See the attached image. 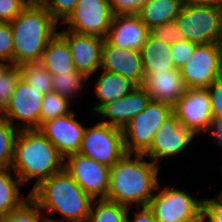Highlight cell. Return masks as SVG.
Listing matches in <instances>:
<instances>
[{
  "mask_svg": "<svg viewBox=\"0 0 222 222\" xmlns=\"http://www.w3.org/2000/svg\"><path fill=\"white\" fill-rule=\"evenodd\" d=\"M76 115L72 110L66 115L43 122L38 129L64 158L78 153L81 147L86 126L76 120Z\"/></svg>",
  "mask_w": 222,
  "mask_h": 222,
  "instance_id": "cell-15",
  "label": "cell"
},
{
  "mask_svg": "<svg viewBox=\"0 0 222 222\" xmlns=\"http://www.w3.org/2000/svg\"><path fill=\"white\" fill-rule=\"evenodd\" d=\"M141 87L148 93L151 100L171 107H174L186 91L179 69L145 73Z\"/></svg>",
  "mask_w": 222,
  "mask_h": 222,
  "instance_id": "cell-19",
  "label": "cell"
},
{
  "mask_svg": "<svg viewBox=\"0 0 222 222\" xmlns=\"http://www.w3.org/2000/svg\"><path fill=\"white\" fill-rule=\"evenodd\" d=\"M0 63L13 65V33L10 23L0 22Z\"/></svg>",
  "mask_w": 222,
  "mask_h": 222,
  "instance_id": "cell-34",
  "label": "cell"
},
{
  "mask_svg": "<svg viewBox=\"0 0 222 222\" xmlns=\"http://www.w3.org/2000/svg\"><path fill=\"white\" fill-rule=\"evenodd\" d=\"M179 70L186 88H207L222 76V43L197 45Z\"/></svg>",
  "mask_w": 222,
  "mask_h": 222,
  "instance_id": "cell-9",
  "label": "cell"
},
{
  "mask_svg": "<svg viewBox=\"0 0 222 222\" xmlns=\"http://www.w3.org/2000/svg\"><path fill=\"white\" fill-rule=\"evenodd\" d=\"M23 186L11 168H0V219L5 218L29 199L30 192L26 198L20 193V188Z\"/></svg>",
  "mask_w": 222,
  "mask_h": 222,
  "instance_id": "cell-25",
  "label": "cell"
},
{
  "mask_svg": "<svg viewBox=\"0 0 222 222\" xmlns=\"http://www.w3.org/2000/svg\"><path fill=\"white\" fill-rule=\"evenodd\" d=\"M150 32L137 14L114 15L106 39L114 46L140 51Z\"/></svg>",
  "mask_w": 222,
  "mask_h": 222,
  "instance_id": "cell-20",
  "label": "cell"
},
{
  "mask_svg": "<svg viewBox=\"0 0 222 222\" xmlns=\"http://www.w3.org/2000/svg\"><path fill=\"white\" fill-rule=\"evenodd\" d=\"M140 54L145 73L175 69L171 56V45L163 43L151 32L148 34Z\"/></svg>",
  "mask_w": 222,
  "mask_h": 222,
  "instance_id": "cell-23",
  "label": "cell"
},
{
  "mask_svg": "<svg viewBox=\"0 0 222 222\" xmlns=\"http://www.w3.org/2000/svg\"><path fill=\"white\" fill-rule=\"evenodd\" d=\"M175 21L187 41L222 43V6L182 5Z\"/></svg>",
  "mask_w": 222,
  "mask_h": 222,
  "instance_id": "cell-5",
  "label": "cell"
},
{
  "mask_svg": "<svg viewBox=\"0 0 222 222\" xmlns=\"http://www.w3.org/2000/svg\"><path fill=\"white\" fill-rule=\"evenodd\" d=\"M73 102L51 91L43 96L40 109V126L43 122L66 115L72 111L70 109Z\"/></svg>",
  "mask_w": 222,
  "mask_h": 222,
  "instance_id": "cell-30",
  "label": "cell"
},
{
  "mask_svg": "<svg viewBox=\"0 0 222 222\" xmlns=\"http://www.w3.org/2000/svg\"><path fill=\"white\" fill-rule=\"evenodd\" d=\"M77 2L78 0H47L44 7L60 26L74 11Z\"/></svg>",
  "mask_w": 222,
  "mask_h": 222,
  "instance_id": "cell-33",
  "label": "cell"
},
{
  "mask_svg": "<svg viewBox=\"0 0 222 222\" xmlns=\"http://www.w3.org/2000/svg\"><path fill=\"white\" fill-rule=\"evenodd\" d=\"M128 206L107 198L94 199L88 222H127Z\"/></svg>",
  "mask_w": 222,
  "mask_h": 222,
  "instance_id": "cell-27",
  "label": "cell"
},
{
  "mask_svg": "<svg viewBox=\"0 0 222 222\" xmlns=\"http://www.w3.org/2000/svg\"><path fill=\"white\" fill-rule=\"evenodd\" d=\"M30 197L48 214V222H88L94 200L65 169L42 180ZM54 212L62 215L60 220L50 216Z\"/></svg>",
  "mask_w": 222,
  "mask_h": 222,
  "instance_id": "cell-2",
  "label": "cell"
},
{
  "mask_svg": "<svg viewBox=\"0 0 222 222\" xmlns=\"http://www.w3.org/2000/svg\"><path fill=\"white\" fill-rule=\"evenodd\" d=\"M195 138L196 135L181 125L176 115L172 113L162 122L144 155L158 165L164 158L184 154Z\"/></svg>",
  "mask_w": 222,
  "mask_h": 222,
  "instance_id": "cell-12",
  "label": "cell"
},
{
  "mask_svg": "<svg viewBox=\"0 0 222 222\" xmlns=\"http://www.w3.org/2000/svg\"><path fill=\"white\" fill-rule=\"evenodd\" d=\"M27 5L24 0H0V22L10 23Z\"/></svg>",
  "mask_w": 222,
  "mask_h": 222,
  "instance_id": "cell-39",
  "label": "cell"
},
{
  "mask_svg": "<svg viewBox=\"0 0 222 222\" xmlns=\"http://www.w3.org/2000/svg\"><path fill=\"white\" fill-rule=\"evenodd\" d=\"M27 4L44 5L47 0H24Z\"/></svg>",
  "mask_w": 222,
  "mask_h": 222,
  "instance_id": "cell-44",
  "label": "cell"
},
{
  "mask_svg": "<svg viewBox=\"0 0 222 222\" xmlns=\"http://www.w3.org/2000/svg\"><path fill=\"white\" fill-rule=\"evenodd\" d=\"M214 196V198H203V222H222V192Z\"/></svg>",
  "mask_w": 222,
  "mask_h": 222,
  "instance_id": "cell-36",
  "label": "cell"
},
{
  "mask_svg": "<svg viewBox=\"0 0 222 222\" xmlns=\"http://www.w3.org/2000/svg\"><path fill=\"white\" fill-rule=\"evenodd\" d=\"M197 45L186 39L177 41L171 45V56L175 69H180L188 61Z\"/></svg>",
  "mask_w": 222,
  "mask_h": 222,
  "instance_id": "cell-35",
  "label": "cell"
},
{
  "mask_svg": "<svg viewBox=\"0 0 222 222\" xmlns=\"http://www.w3.org/2000/svg\"><path fill=\"white\" fill-rule=\"evenodd\" d=\"M40 63L51 75L75 70L69 45L58 32L45 47Z\"/></svg>",
  "mask_w": 222,
  "mask_h": 222,
  "instance_id": "cell-22",
  "label": "cell"
},
{
  "mask_svg": "<svg viewBox=\"0 0 222 222\" xmlns=\"http://www.w3.org/2000/svg\"><path fill=\"white\" fill-rule=\"evenodd\" d=\"M181 7V0H147L137 15L151 31L164 23L174 21Z\"/></svg>",
  "mask_w": 222,
  "mask_h": 222,
  "instance_id": "cell-24",
  "label": "cell"
},
{
  "mask_svg": "<svg viewBox=\"0 0 222 222\" xmlns=\"http://www.w3.org/2000/svg\"><path fill=\"white\" fill-rule=\"evenodd\" d=\"M101 69L118 73L137 86H142L145 78L140 51L114 46L107 39L102 45Z\"/></svg>",
  "mask_w": 222,
  "mask_h": 222,
  "instance_id": "cell-17",
  "label": "cell"
},
{
  "mask_svg": "<svg viewBox=\"0 0 222 222\" xmlns=\"http://www.w3.org/2000/svg\"><path fill=\"white\" fill-rule=\"evenodd\" d=\"M43 96L40 90L20 77L8 106L1 114L18 130L39 129Z\"/></svg>",
  "mask_w": 222,
  "mask_h": 222,
  "instance_id": "cell-10",
  "label": "cell"
},
{
  "mask_svg": "<svg viewBox=\"0 0 222 222\" xmlns=\"http://www.w3.org/2000/svg\"><path fill=\"white\" fill-rule=\"evenodd\" d=\"M147 0H109L114 15L138 14Z\"/></svg>",
  "mask_w": 222,
  "mask_h": 222,
  "instance_id": "cell-40",
  "label": "cell"
},
{
  "mask_svg": "<svg viewBox=\"0 0 222 222\" xmlns=\"http://www.w3.org/2000/svg\"><path fill=\"white\" fill-rule=\"evenodd\" d=\"M52 89L59 95L69 99L71 102H76L78 96L83 93L85 84L89 77L82 73L74 70L73 72L52 75Z\"/></svg>",
  "mask_w": 222,
  "mask_h": 222,
  "instance_id": "cell-26",
  "label": "cell"
},
{
  "mask_svg": "<svg viewBox=\"0 0 222 222\" xmlns=\"http://www.w3.org/2000/svg\"><path fill=\"white\" fill-rule=\"evenodd\" d=\"M20 67L21 77L33 88L40 90L43 95L53 91L52 75L40 62L25 63Z\"/></svg>",
  "mask_w": 222,
  "mask_h": 222,
  "instance_id": "cell-28",
  "label": "cell"
},
{
  "mask_svg": "<svg viewBox=\"0 0 222 222\" xmlns=\"http://www.w3.org/2000/svg\"><path fill=\"white\" fill-rule=\"evenodd\" d=\"M101 72L102 74L95 79L94 95L97 101L94 104L95 106L90 110V114L93 117L103 105L126 96L137 87L130 79L118 73L107 72L105 70H101Z\"/></svg>",
  "mask_w": 222,
  "mask_h": 222,
  "instance_id": "cell-21",
  "label": "cell"
},
{
  "mask_svg": "<svg viewBox=\"0 0 222 222\" xmlns=\"http://www.w3.org/2000/svg\"><path fill=\"white\" fill-rule=\"evenodd\" d=\"M78 153L111 168L126 154L122 129L99 121L86 127Z\"/></svg>",
  "mask_w": 222,
  "mask_h": 222,
  "instance_id": "cell-8",
  "label": "cell"
},
{
  "mask_svg": "<svg viewBox=\"0 0 222 222\" xmlns=\"http://www.w3.org/2000/svg\"><path fill=\"white\" fill-rule=\"evenodd\" d=\"M20 77V67L16 65H5L0 70V114L8 106L10 97Z\"/></svg>",
  "mask_w": 222,
  "mask_h": 222,
  "instance_id": "cell-31",
  "label": "cell"
},
{
  "mask_svg": "<svg viewBox=\"0 0 222 222\" xmlns=\"http://www.w3.org/2000/svg\"><path fill=\"white\" fill-rule=\"evenodd\" d=\"M184 222H203V219H192V220H187Z\"/></svg>",
  "mask_w": 222,
  "mask_h": 222,
  "instance_id": "cell-45",
  "label": "cell"
},
{
  "mask_svg": "<svg viewBox=\"0 0 222 222\" xmlns=\"http://www.w3.org/2000/svg\"><path fill=\"white\" fill-rule=\"evenodd\" d=\"M5 66V64L0 63V70Z\"/></svg>",
  "mask_w": 222,
  "mask_h": 222,
  "instance_id": "cell-46",
  "label": "cell"
},
{
  "mask_svg": "<svg viewBox=\"0 0 222 222\" xmlns=\"http://www.w3.org/2000/svg\"><path fill=\"white\" fill-rule=\"evenodd\" d=\"M182 5L222 6V0H181Z\"/></svg>",
  "mask_w": 222,
  "mask_h": 222,
  "instance_id": "cell-43",
  "label": "cell"
},
{
  "mask_svg": "<svg viewBox=\"0 0 222 222\" xmlns=\"http://www.w3.org/2000/svg\"><path fill=\"white\" fill-rule=\"evenodd\" d=\"M19 130L0 114V168H10Z\"/></svg>",
  "mask_w": 222,
  "mask_h": 222,
  "instance_id": "cell-29",
  "label": "cell"
},
{
  "mask_svg": "<svg viewBox=\"0 0 222 222\" xmlns=\"http://www.w3.org/2000/svg\"><path fill=\"white\" fill-rule=\"evenodd\" d=\"M113 16L109 0H78L62 24L67 30L106 39Z\"/></svg>",
  "mask_w": 222,
  "mask_h": 222,
  "instance_id": "cell-11",
  "label": "cell"
},
{
  "mask_svg": "<svg viewBox=\"0 0 222 222\" xmlns=\"http://www.w3.org/2000/svg\"><path fill=\"white\" fill-rule=\"evenodd\" d=\"M138 208V209H137ZM130 206L128 207L127 213V222H156L152 210L146 206H137L136 209L138 210L132 218H129V210Z\"/></svg>",
  "mask_w": 222,
  "mask_h": 222,
  "instance_id": "cell-41",
  "label": "cell"
},
{
  "mask_svg": "<svg viewBox=\"0 0 222 222\" xmlns=\"http://www.w3.org/2000/svg\"><path fill=\"white\" fill-rule=\"evenodd\" d=\"M144 154H125L110 169L107 199L130 206H146L159 184L160 166Z\"/></svg>",
  "mask_w": 222,
  "mask_h": 222,
  "instance_id": "cell-1",
  "label": "cell"
},
{
  "mask_svg": "<svg viewBox=\"0 0 222 222\" xmlns=\"http://www.w3.org/2000/svg\"><path fill=\"white\" fill-rule=\"evenodd\" d=\"M58 33L69 45L76 71L91 78L101 70L102 45L105 39L94 35L79 34L66 28L58 30Z\"/></svg>",
  "mask_w": 222,
  "mask_h": 222,
  "instance_id": "cell-16",
  "label": "cell"
},
{
  "mask_svg": "<svg viewBox=\"0 0 222 222\" xmlns=\"http://www.w3.org/2000/svg\"><path fill=\"white\" fill-rule=\"evenodd\" d=\"M43 214L38 204L29 197L21 206L2 218L1 222H48L47 216Z\"/></svg>",
  "mask_w": 222,
  "mask_h": 222,
  "instance_id": "cell-32",
  "label": "cell"
},
{
  "mask_svg": "<svg viewBox=\"0 0 222 222\" xmlns=\"http://www.w3.org/2000/svg\"><path fill=\"white\" fill-rule=\"evenodd\" d=\"M210 97L214 122L222 119V76L214 80L207 88Z\"/></svg>",
  "mask_w": 222,
  "mask_h": 222,
  "instance_id": "cell-38",
  "label": "cell"
},
{
  "mask_svg": "<svg viewBox=\"0 0 222 222\" xmlns=\"http://www.w3.org/2000/svg\"><path fill=\"white\" fill-rule=\"evenodd\" d=\"M210 132H211V136L215 138V140H217L216 142V145L220 148H222V119L220 120H216L211 129H210Z\"/></svg>",
  "mask_w": 222,
  "mask_h": 222,
  "instance_id": "cell-42",
  "label": "cell"
},
{
  "mask_svg": "<svg viewBox=\"0 0 222 222\" xmlns=\"http://www.w3.org/2000/svg\"><path fill=\"white\" fill-rule=\"evenodd\" d=\"M173 113L179 123L196 136L209 133L214 123L206 88H186L184 95L174 105Z\"/></svg>",
  "mask_w": 222,
  "mask_h": 222,
  "instance_id": "cell-14",
  "label": "cell"
},
{
  "mask_svg": "<svg viewBox=\"0 0 222 222\" xmlns=\"http://www.w3.org/2000/svg\"><path fill=\"white\" fill-rule=\"evenodd\" d=\"M172 113L173 107L150 100L147 107L122 130L126 154H144L162 122Z\"/></svg>",
  "mask_w": 222,
  "mask_h": 222,
  "instance_id": "cell-7",
  "label": "cell"
},
{
  "mask_svg": "<svg viewBox=\"0 0 222 222\" xmlns=\"http://www.w3.org/2000/svg\"><path fill=\"white\" fill-rule=\"evenodd\" d=\"M151 33L163 43L172 45L177 41L183 40V33L178 27L177 22L171 21L160 25L151 30Z\"/></svg>",
  "mask_w": 222,
  "mask_h": 222,
  "instance_id": "cell-37",
  "label": "cell"
},
{
  "mask_svg": "<svg viewBox=\"0 0 222 222\" xmlns=\"http://www.w3.org/2000/svg\"><path fill=\"white\" fill-rule=\"evenodd\" d=\"M58 22L44 5L28 4L11 22L13 65L40 62L48 42L58 32Z\"/></svg>",
  "mask_w": 222,
  "mask_h": 222,
  "instance_id": "cell-4",
  "label": "cell"
},
{
  "mask_svg": "<svg viewBox=\"0 0 222 222\" xmlns=\"http://www.w3.org/2000/svg\"><path fill=\"white\" fill-rule=\"evenodd\" d=\"M202 203L203 199L192 196L185 189L169 185L161 187L159 182L148 207L152 210L156 222H184L203 219Z\"/></svg>",
  "mask_w": 222,
  "mask_h": 222,
  "instance_id": "cell-6",
  "label": "cell"
},
{
  "mask_svg": "<svg viewBox=\"0 0 222 222\" xmlns=\"http://www.w3.org/2000/svg\"><path fill=\"white\" fill-rule=\"evenodd\" d=\"M150 100L148 93L137 86L126 96L103 105L94 115L100 117L99 122L123 130L131 119L147 107Z\"/></svg>",
  "mask_w": 222,
  "mask_h": 222,
  "instance_id": "cell-18",
  "label": "cell"
},
{
  "mask_svg": "<svg viewBox=\"0 0 222 222\" xmlns=\"http://www.w3.org/2000/svg\"><path fill=\"white\" fill-rule=\"evenodd\" d=\"M64 169L93 199L107 198L110 167L75 153L64 158Z\"/></svg>",
  "mask_w": 222,
  "mask_h": 222,
  "instance_id": "cell-13",
  "label": "cell"
},
{
  "mask_svg": "<svg viewBox=\"0 0 222 222\" xmlns=\"http://www.w3.org/2000/svg\"><path fill=\"white\" fill-rule=\"evenodd\" d=\"M10 168L24 185L35 180L34 188L64 169V157L38 129L19 130Z\"/></svg>",
  "mask_w": 222,
  "mask_h": 222,
  "instance_id": "cell-3",
  "label": "cell"
}]
</instances>
